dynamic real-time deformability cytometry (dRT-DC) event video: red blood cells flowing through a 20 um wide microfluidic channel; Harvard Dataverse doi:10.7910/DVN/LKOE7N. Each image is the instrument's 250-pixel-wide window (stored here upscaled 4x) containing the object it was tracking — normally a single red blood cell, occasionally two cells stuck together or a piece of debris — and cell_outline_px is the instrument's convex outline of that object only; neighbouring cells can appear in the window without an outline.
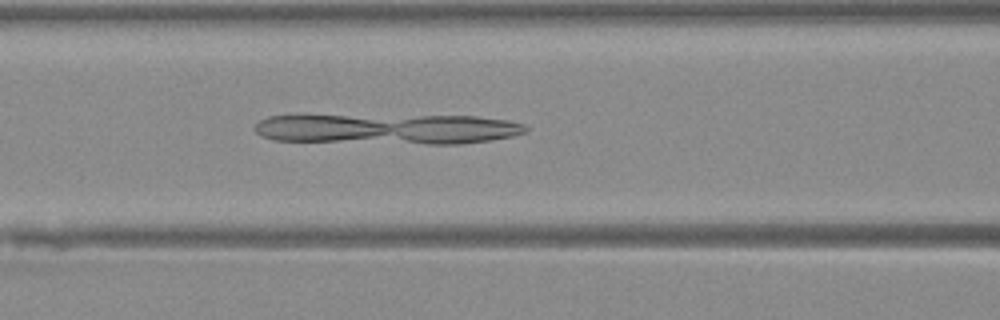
{"species": "Egyptian fruit bat (a non-hibernating species)", "species_latin": "Rousettus aegyptiacus", "temperature_condition": "warm", "stored_images_in_passage": 27, "camera_frame_rate_fps": 3000, "um_per_image_px": 0.085, "animal": {"sex": "female"}, "frame": {"image": 1, "passage_image": 12, "time_ms": 3.667, "image_size_px": [1000, 320], "cell_outline_px": [[528, 128], [524, 132], [512, 136], [492, 140], [460, 144], [428, 144], [272, 140], [260, 136], [252, 128], [260, 120], [268, 116], [292, 112], [304, 112], [476, 116], [508, 120], [524, 124]], "centroid_in_image_um": [32.75, 10.9], "position_along_channel_um": 133.9, "area_um2": 50.92}}